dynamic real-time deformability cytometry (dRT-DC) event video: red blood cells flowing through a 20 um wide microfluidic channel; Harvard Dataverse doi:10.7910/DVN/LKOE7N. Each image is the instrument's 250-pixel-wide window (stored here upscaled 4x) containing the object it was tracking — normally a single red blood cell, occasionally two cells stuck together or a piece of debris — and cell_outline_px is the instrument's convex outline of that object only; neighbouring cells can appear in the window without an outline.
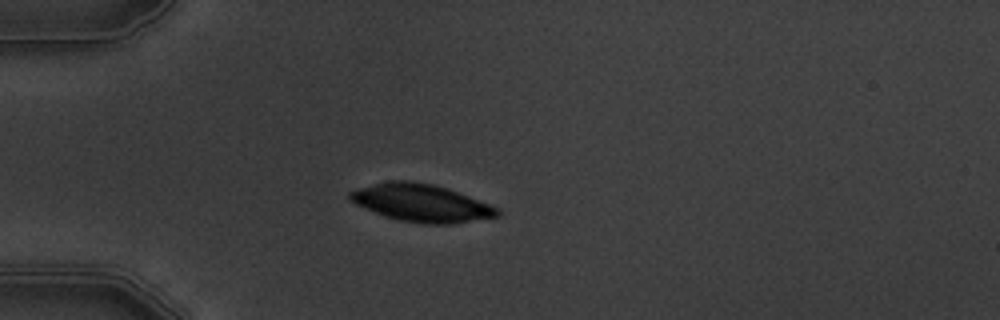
{"species": "common noctule bat (a hibernating species)", "species_latin": "Nyctalus noctula", "temperature_condition": "warm", "stored_images_in_passage": 4, "camera_frame_rate_fps": 3000, "um_per_image_px": 0.085, "animal": {"sex": "male", "body_mass_g": 19.5, "forearm_length_mm": 54.6}, "frame": {"image": 1, "passage_image": 4, "time_ms": 3.667, "image_size_px": [1000, 320], "cell_outline_px": [[500, 216], [452, 224], [428, 224], [400, 220], [384, 216], [364, 208], [348, 200], [348, 192], [360, 188], [392, 180], [412, 180], [432, 184], [468, 196], [488, 204], [496, 208], [500, 212]], "centroid_in_image_um": [35.78, 17.26], "position_along_channel_um": 49.2, "area_um2": 31.85}}